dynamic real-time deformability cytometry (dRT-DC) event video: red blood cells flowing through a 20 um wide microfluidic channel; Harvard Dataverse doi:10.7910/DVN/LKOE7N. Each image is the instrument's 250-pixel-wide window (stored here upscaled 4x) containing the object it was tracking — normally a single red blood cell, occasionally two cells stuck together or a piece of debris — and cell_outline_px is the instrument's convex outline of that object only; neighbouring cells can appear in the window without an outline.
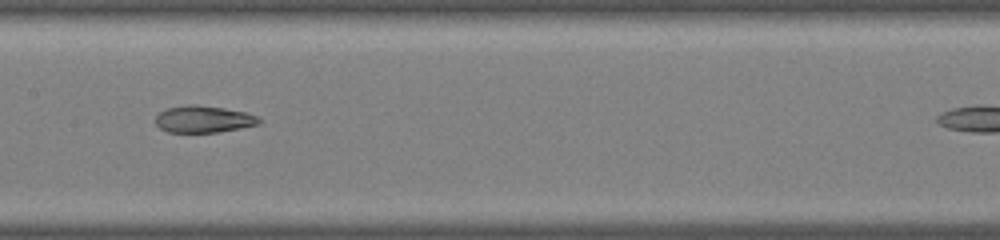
{"species": "common noctule bat (a hibernating species)", "species_latin": "Nyctalus noctula", "temperature_condition": "warm", "stored_images_in_passage": 29, "camera_frame_rate_fps": 3000, "um_per_image_px": 0.085, "animal": {"sex": "male", "body_mass_g": 19.0, "forearm_length_mm": 50.8}, "frame": {"image": 1, "passage_image": 13, "time_ms": 4.0, "image_size_px": [1000, 240], "cell_outline_px": [[264, 120], [260, 124], [240, 128], [216, 132], [168, 132], [160, 128], [156, 124], [156, 116], [160, 112], [168, 108], [188, 104], [196, 104], [224, 108], [244, 112], [256, 116]], "centroid_in_image_um": [17.32, 10.13], "position_along_channel_um": 190.1, "area_um2": 16.18}}